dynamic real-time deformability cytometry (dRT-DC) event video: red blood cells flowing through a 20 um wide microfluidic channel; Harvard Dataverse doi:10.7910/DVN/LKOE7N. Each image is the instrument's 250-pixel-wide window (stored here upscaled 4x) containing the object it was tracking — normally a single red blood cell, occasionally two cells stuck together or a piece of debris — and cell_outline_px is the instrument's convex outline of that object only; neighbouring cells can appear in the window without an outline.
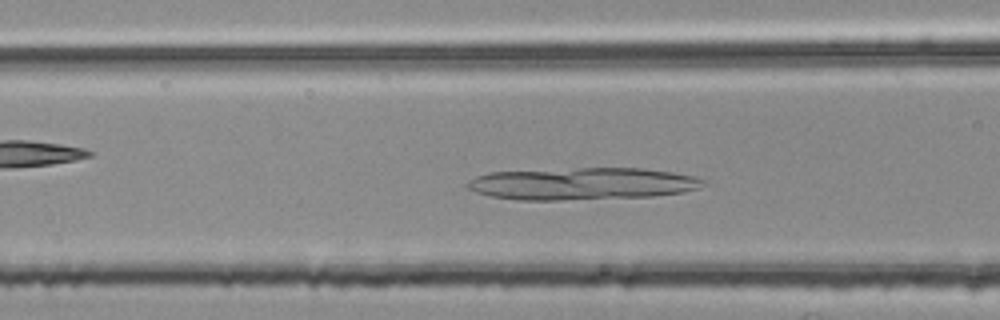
{"species": "common noctule bat (a hibernating species)", "species_latin": "Nyctalus noctula", "temperature_condition": "room temperature", "stored_images_in_passage": 35, "camera_frame_rate_fps": 3000, "um_per_image_px": 0.085, "animal": {"sex": "female", "body_mass_g": 25.1}, "frame": {"image": 1, "passage_image": 6, "time_ms": 1.667, "image_size_px": [1000, 320], "cell_outline_px": [[704, 180], [700, 188], [684, 192], [652, 196], [560, 200], [516, 200], [492, 196], [476, 192], [468, 188], [464, 184], [468, 180], [476, 176], [488, 172], [580, 168], [644, 168], [672, 172], [696, 176]], "centroid_in_image_um": [49.47, 15.61], "position_along_channel_um": 117.1, "area_um2": 44.27}}
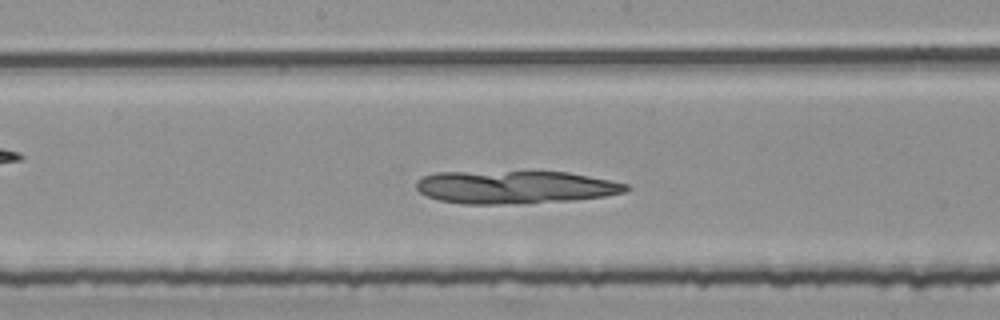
{"frame": {"image": 2, "passage_image": 13, "time_ms": 4.0, "image_size_px": [1000, 320], "cell_outline_px": [[632, 188], [624, 192], [604, 196], [568, 200], [528, 204], [464, 204], [440, 200], [428, 196], [420, 192], [416, 188], [416, 180], [424, 176], [436, 172], [568, 172], [628, 184]], "centroid_in_image_um": [43.76, 15.91], "position_along_channel_um": 204.4, "area_um2": 40.17}}
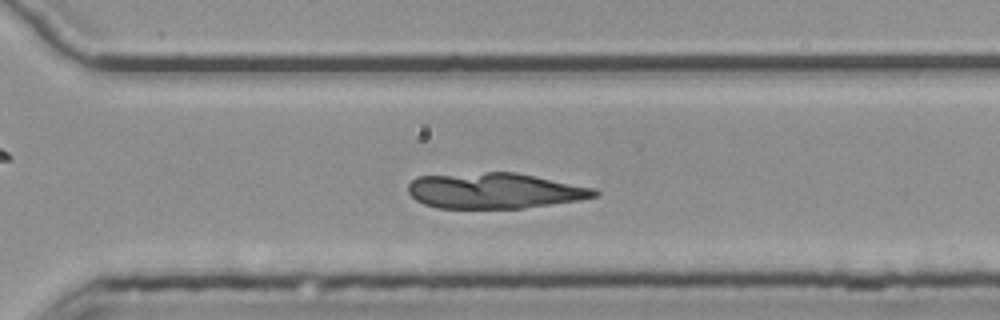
{"frame": {"image": 3, "passage_image": 23, "time_ms": 7.333, "image_size_px": [1000, 320], "cell_outline_px": [[600, 196], [580, 200], [524, 208], [436, 208], [424, 204], [416, 200], [408, 192], [408, 184], [416, 176], [484, 172], [516, 172], [596, 188], [600, 192]], "centroid_in_image_um": [42.07, 16.21], "position_along_channel_um": 328.5, "area_um2": 39.07}}